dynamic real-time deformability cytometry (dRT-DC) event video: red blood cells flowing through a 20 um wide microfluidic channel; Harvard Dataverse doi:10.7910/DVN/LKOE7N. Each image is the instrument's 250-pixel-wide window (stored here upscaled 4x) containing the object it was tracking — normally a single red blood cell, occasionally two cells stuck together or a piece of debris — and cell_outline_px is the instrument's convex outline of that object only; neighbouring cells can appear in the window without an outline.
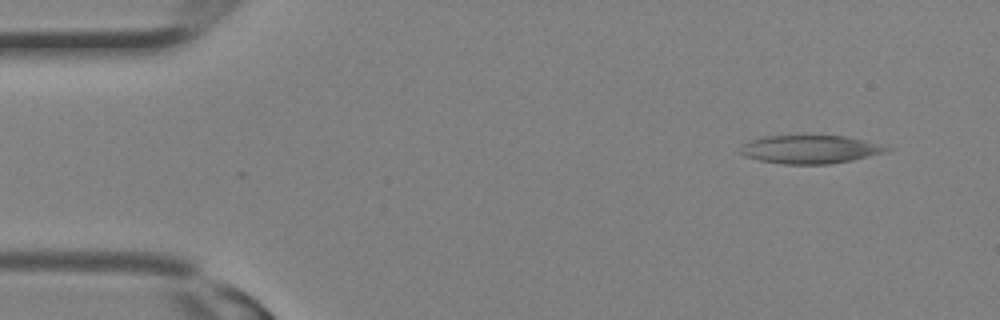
{"species": "Egyptian fruit bat (a non-hibernating species)", "species_latin": "Rousettus aegyptiacus", "temperature_condition": "room temperature", "stored_images_in_passage": 13, "camera_frame_rate_fps": 3000, "um_per_image_px": 0.085, "animal": {"sex": "female"}, "frame": {"image": 1, "passage_image": 3, "time_ms": 0.667, "image_size_px": [1000, 320], "cell_outline_px": [[892, 148], [884, 152], [852, 160], [828, 164], [784, 164], [760, 160], [744, 156], [740, 152], [740, 148], [744, 144], [752, 140], [764, 136], [844, 136], [864, 140]], "centroid_in_image_um": [68.83, 12.7], "position_along_channel_um": 16.2, "area_um2": 23.7}}
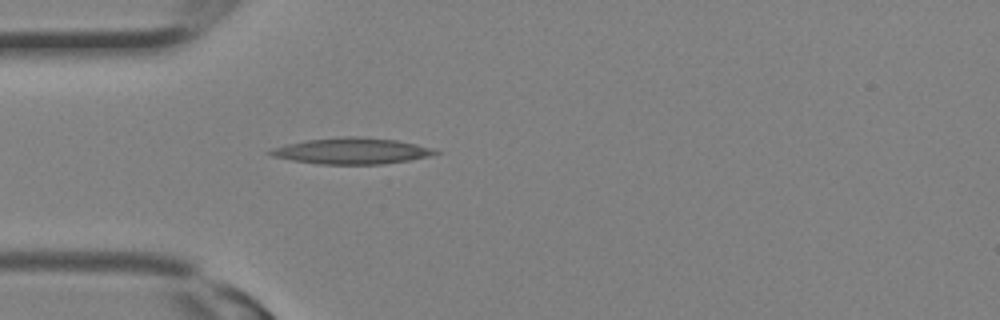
{"frame": {"image": 2, "passage_image": 9, "time_ms": 2.667, "image_size_px": [1000, 320], "cell_outline_px": [[444, 152], [428, 156], [408, 160], [384, 164], [320, 164], [292, 160], [272, 156], [264, 152], [272, 148], [284, 144], [304, 140], [340, 136], [360, 136], [396, 140], [416, 144], [432, 148]], "centroid_in_image_um": [29.86, 12.82], "position_along_channel_um": 55.1, "area_um2": 25.37}}
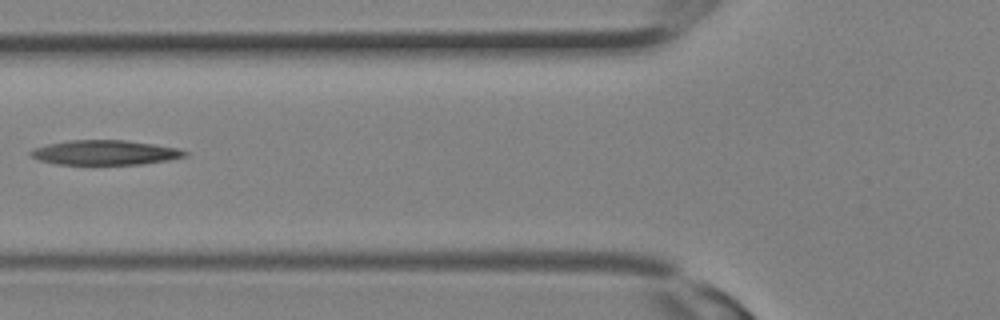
{"frame": {"image": 3, "passage_image": 12, "time_ms": 3.667, "image_size_px": [1000, 320], "cell_outline_px": [[188, 156], [168, 160], [144, 164], [56, 164], [40, 160], [28, 156], [28, 152], [36, 148], [48, 144], [68, 140], [124, 140], [180, 148], [188, 152]], "centroid_in_image_um": [8.94, 12.97], "position_along_channel_um": 116.9, "area_um2": 22.2}}